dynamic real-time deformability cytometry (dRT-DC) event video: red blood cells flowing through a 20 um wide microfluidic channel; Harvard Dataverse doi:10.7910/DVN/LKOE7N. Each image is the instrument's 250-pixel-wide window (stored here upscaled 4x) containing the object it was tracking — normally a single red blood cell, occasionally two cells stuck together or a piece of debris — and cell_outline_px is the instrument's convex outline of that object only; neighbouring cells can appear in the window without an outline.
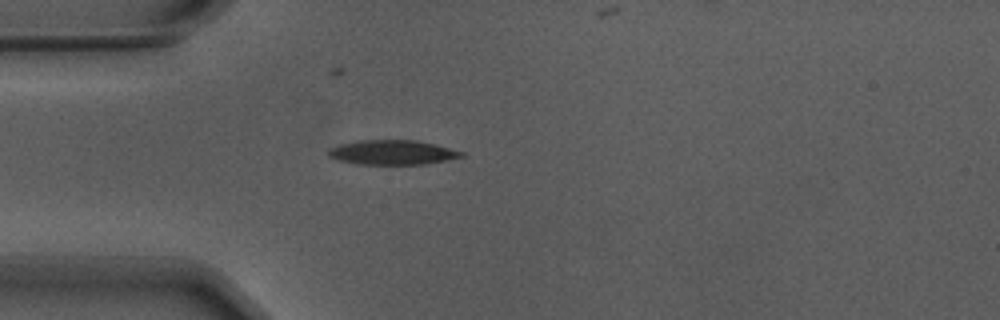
{"species": "Egyptian fruit bat (a non-hibernating species)", "species_latin": "Rousettus aegyptiacus", "temperature_condition": "warm", "stored_images_in_passage": 32, "camera_frame_rate_fps": 3000, "um_per_image_px": 0.085, "animal": {"sex": "male"}, "frame": {"image": 1, "passage_image": 1, "time_ms": 0.0, "image_size_px": [1000, 320], "cell_outline_px": [[464, 156], [424, 164], [360, 164], [340, 160], [328, 156], [328, 152], [332, 148], [340, 144], [356, 140], [416, 140], [464, 152]], "centroid_in_image_um": [33.33, 12.95], "position_along_channel_um": 51.7, "area_um2": 18.67}}
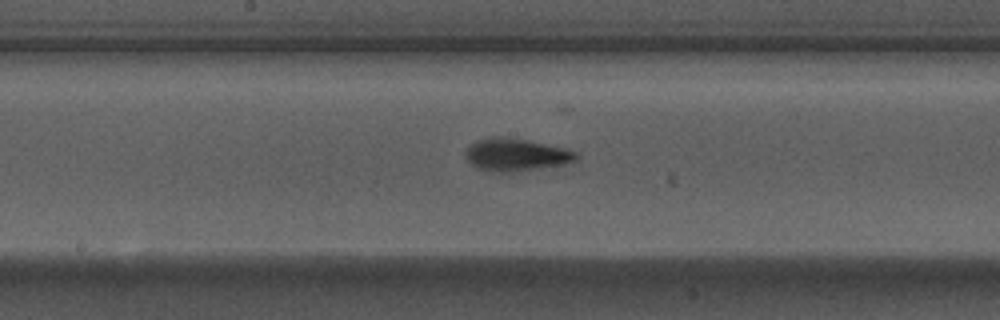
{"frame": {"image": 2, "passage_image": 14, "time_ms": 4.333, "image_size_px": [1000, 320], "cell_outline_px": [[580, 156], [576, 160], [564, 164], [508, 172], [492, 172], [476, 168], [464, 156], [468, 148], [472, 144], [480, 140], [492, 136], [496, 136], [528, 140], [568, 148], [576, 152]], "centroid_in_image_um": [43.89, 13.15], "position_along_channel_um": 204.3, "area_um2": 20.81}}
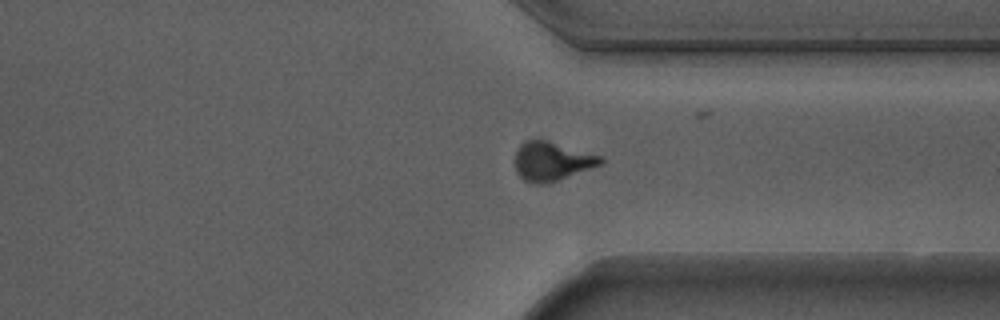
{"frame": {"image": 3, "passage_image": 27, "time_ms": 8.667, "image_size_px": [1000, 320], "cell_outline_px": [[604, 164], [544, 184], [532, 184], [524, 180], [516, 172], [516, 152], [520, 144], [524, 140], [548, 140], [604, 156]], "centroid_in_image_um": [46.94, 13.69], "position_along_channel_um": 364.5, "area_um2": 19.54}}